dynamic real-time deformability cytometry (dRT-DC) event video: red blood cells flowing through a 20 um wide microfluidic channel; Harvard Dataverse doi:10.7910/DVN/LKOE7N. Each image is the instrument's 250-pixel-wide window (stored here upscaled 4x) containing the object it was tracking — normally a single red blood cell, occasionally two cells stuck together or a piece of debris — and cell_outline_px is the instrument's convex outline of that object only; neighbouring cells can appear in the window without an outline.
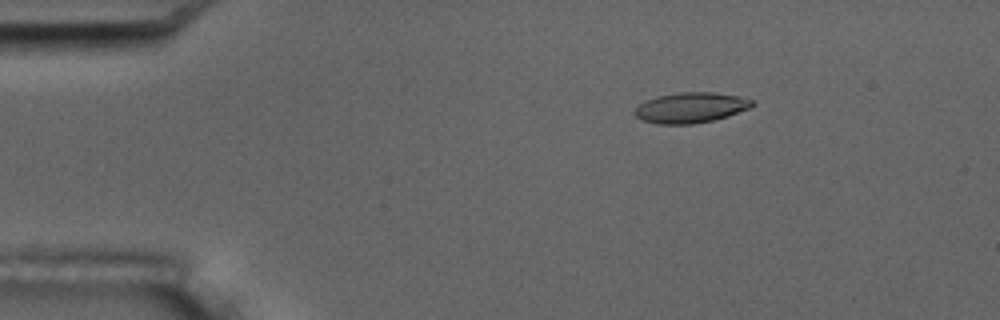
{"species": "common noctule bat (a hibernating species)", "species_latin": "Nyctalus noctula", "temperature_condition": "room temperature", "stored_images_in_passage": 5, "camera_frame_rate_fps": 3000, "um_per_image_px": 0.085, "animal": {"sex": "male", "body_mass_g": 17.5, "forearm_length_mm": 52.3}, "frame": {"image": 1, "passage_image": 3, "time_ms": 2.0, "image_size_px": [1000, 320], "cell_outline_px": [[756, 104], [748, 108], [728, 116], [712, 120], [692, 124], [656, 124], [644, 120], [636, 116], [632, 112], [640, 104], [656, 96], [680, 92], [712, 92], [740, 96], [752, 100]], "centroid_in_image_um": [58.71, 9.14], "position_along_channel_um": 26.3, "area_um2": 20.69}}